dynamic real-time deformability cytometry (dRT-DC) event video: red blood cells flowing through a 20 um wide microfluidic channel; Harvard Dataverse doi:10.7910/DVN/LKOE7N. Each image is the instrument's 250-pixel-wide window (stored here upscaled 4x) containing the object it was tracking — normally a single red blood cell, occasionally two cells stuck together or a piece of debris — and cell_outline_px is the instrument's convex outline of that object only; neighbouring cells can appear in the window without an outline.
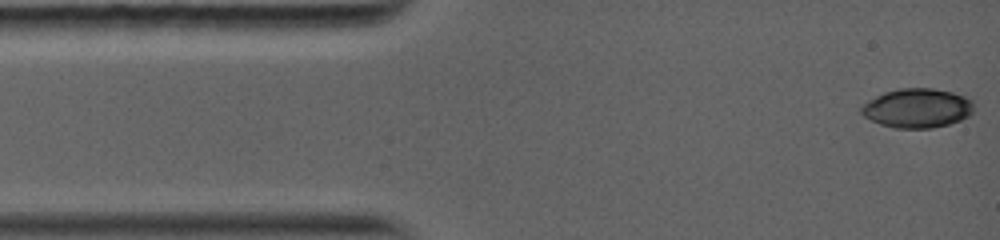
{"species": "common noctule bat (a hibernating species)", "species_latin": "Nyctalus noctula", "temperature_condition": "warm", "stored_images_in_passage": 31, "camera_frame_rate_fps": 5000, "um_per_image_px": 0.085, "animal": {"sex": "female", "body_mass_g": 19.0, "forearm_length_mm": 56.7}, "frame": {"image": 1, "passage_image": 1, "time_ms": 0.0, "image_size_px": [1000, 240], "cell_outline_px": [[972, 112], [968, 116], [960, 120], [948, 124], [932, 128], [892, 128], [880, 124], [864, 116], [860, 112], [860, 108], [868, 100], [884, 92], [900, 88], [932, 88], [952, 92], [964, 96], [972, 100]], "centroid_in_image_um": [77.94, 9.19], "position_along_channel_um": 7.1, "area_um2": 25.66}}
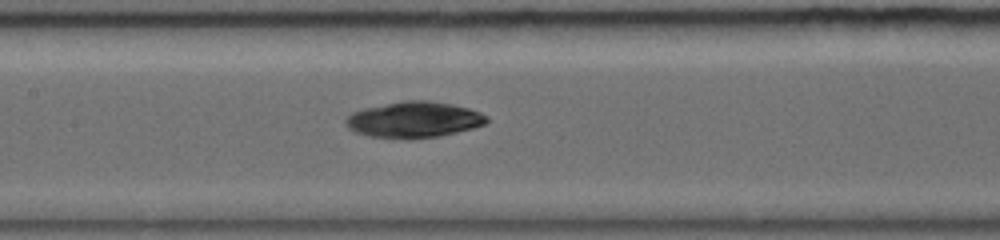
{"frame": {"image": 2, "passage_image": 10, "time_ms": 5.8, "image_size_px": [1000, 240], "cell_outline_px": [[488, 120], [484, 124], [472, 128], [440, 136], [412, 140], [408, 140], [368, 136], [356, 132], [348, 128], [344, 124], [344, 120], [352, 112], [364, 108], [404, 100], [428, 100], [452, 104], [468, 108], [480, 112], [488, 116]], "centroid_in_image_um": [35.16, 10.18], "position_along_channel_um": 172.2, "area_um2": 29.88}}
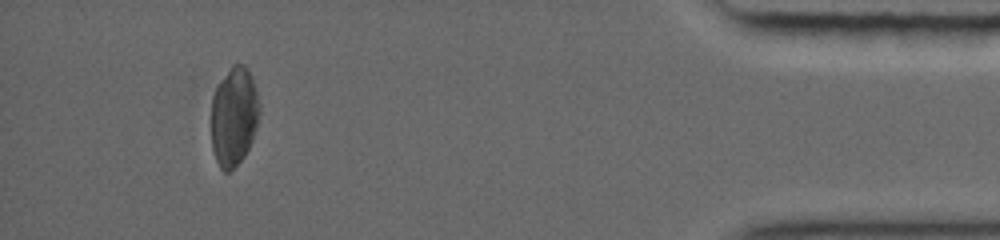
{"frame": {"image": 3, "passage_image": 27, "time_ms": 13.4, "image_size_px": [1000, 240], "cell_outline_px": [[260, 112], [252, 140], [244, 156], [228, 172], [224, 172], [220, 168], [216, 160], [212, 148], [212, 96], [220, 80], [232, 64], [244, 64], [252, 80], [260, 104]], "centroid_in_image_um": [19.87, 9.9], "position_along_channel_um": 415.3, "area_um2": 27.51}, "authors_computed_cell_mechanics": {"area_um2": 28.2642, "velocity_mm_per_s": 4.1244, "shape_relaxation_time_tau1_ms": 3.3497, "shape_relaxation_time_tau2_ms": null, "deformation_change_tau1": 0.1116, "deformation_change_tau2": null}}